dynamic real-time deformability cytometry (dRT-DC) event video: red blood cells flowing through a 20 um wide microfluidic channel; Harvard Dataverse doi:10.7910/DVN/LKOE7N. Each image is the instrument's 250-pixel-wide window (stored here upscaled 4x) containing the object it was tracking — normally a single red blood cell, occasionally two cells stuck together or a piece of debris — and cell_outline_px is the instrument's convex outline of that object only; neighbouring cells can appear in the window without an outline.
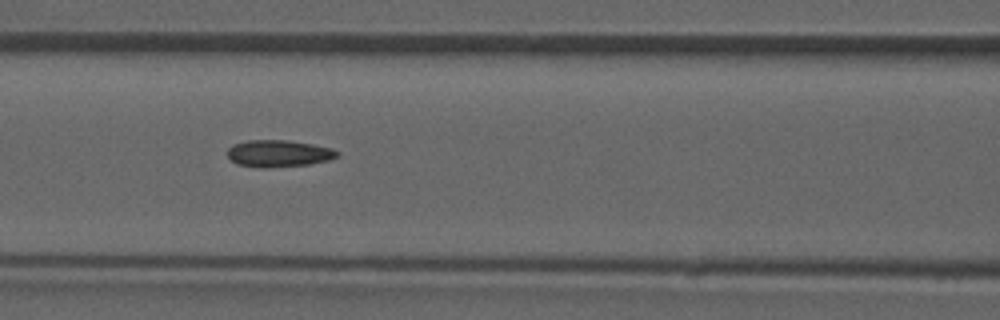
{"species": "common noctule bat (a hibernating species)", "species_latin": "Nyctalus noctula", "temperature_condition": "room temperature", "stored_images_in_passage": 11, "camera_frame_rate_fps": 3000, "um_per_image_px": 0.085, "animal": {"sex": "male", "forearm_length_mm": 52.5}, "frame": {"image": 1, "passage_image": 7, "time_ms": 8.667, "image_size_px": [1000, 320], "cell_outline_px": [[340, 156], [328, 160], [308, 164], [268, 168], [264, 168], [236, 164], [228, 156], [228, 148], [232, 144], [248, 140], [288, 140], [312, 144], [332, 148], [340, 152]], "centroid_in_image_um": [23.69, 13.04], "position_along_channel_um": 142.9, "area_um2": 17.28}}